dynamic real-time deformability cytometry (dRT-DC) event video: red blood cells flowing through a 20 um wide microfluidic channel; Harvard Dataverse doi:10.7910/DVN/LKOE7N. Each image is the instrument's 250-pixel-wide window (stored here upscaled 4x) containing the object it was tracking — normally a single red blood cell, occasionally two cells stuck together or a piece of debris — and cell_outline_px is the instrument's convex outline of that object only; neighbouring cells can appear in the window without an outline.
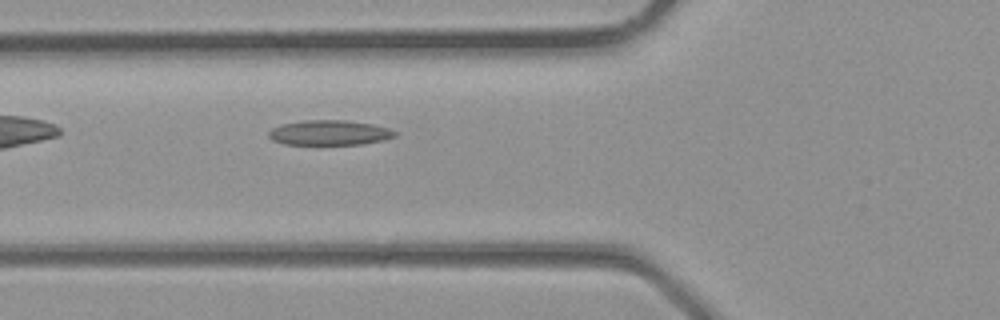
{"species": "common noctule bat (a hibernating species)", "species_latin": "Nyctalus noctula", "temperature_condition": "room temperature", "stored_images_in_passage": 5, "segment_of_instrument_passage": [1, 2], "camera_frame_rate_fps": 3000, "um_per_image_px": 0.085, "animal": {"sex": "male", "body_mass_g": 23.1, "forearm_length_mm": 52.7}, "frame": {"image": 1, "passage_image": 4, "time_ms": 1.0, "image_size_px": [1000, 320], "cell_outline_px": [[396, 136], [384, 140], [364, 144], [284, 144], [272, 140], [268, 136], [268, 132], [272, 128], [280, 124], [304, 120], [344, 120], [372, 124], [388, 128], [396, 132]], "centroid_in_image_um": [27.98, 11.28], "position_along_channel_um": 97.8, "area_um2": 18.38}}